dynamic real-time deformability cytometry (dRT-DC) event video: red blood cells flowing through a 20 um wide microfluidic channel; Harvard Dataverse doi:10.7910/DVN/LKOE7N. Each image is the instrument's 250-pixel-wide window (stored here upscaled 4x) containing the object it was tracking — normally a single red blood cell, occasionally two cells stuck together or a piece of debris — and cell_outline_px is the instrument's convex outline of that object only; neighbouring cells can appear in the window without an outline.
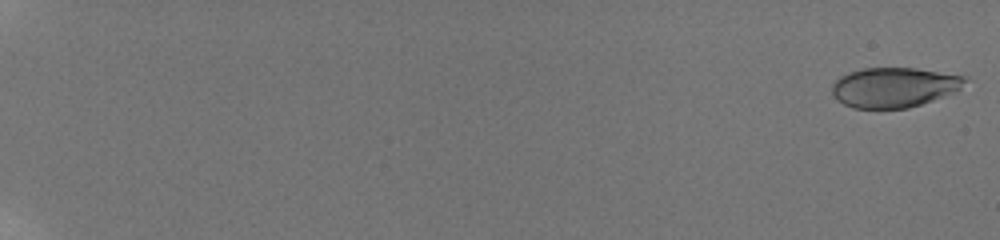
{"species": "human", "species_latin": "Homo sapiens", "temperature_condition": "room temperature", "stored_images_in_passage": 60, "camera_frame_rate_fps": 3000, "um_per_image_px": 0.085, "donor": {"sex": "male"}, "frame": {"image": 1, "passage_image": 2, "time_ms": 0.333, "image_size_px": [1000, 240], "cell_outline_px": [[968, 80], [956, 92], [908, 108], [852, 108], [836, 100], [832, 92], [832, 84], [840, 76], [848, 72], [864, 68], [916, 68], [968, 76]], "centroid_in_image_um": [76.0, 7.41], "position_along_channel_um": 9.0, "area_um2": 31.04}}
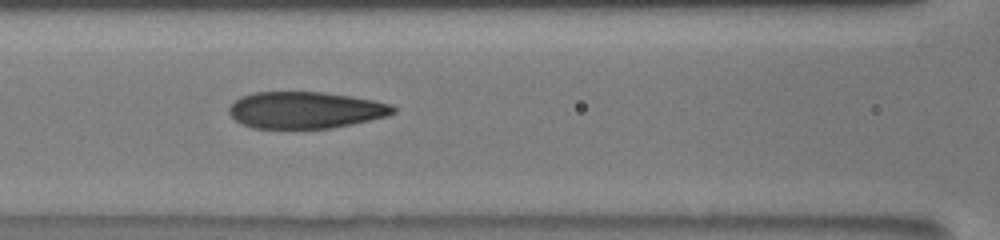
{"frame": {"image": 2, "passage_image": 32, "time_ms": 10.333, "image_size_px": [1000, 240], "cell_outline_px": [[396, 112], [388, 116], [352, 124], [332, 128], [252, 128], [240, 124], [228, 112], [228, 108], [240, 96], [252, 92], [324, 92], [376, 100], [392, 104], [396, 108]], "centroid_in_image_um": [25.97, 9.35], "position_along_channel_um": 140.6, "area_um2": 35.37}}
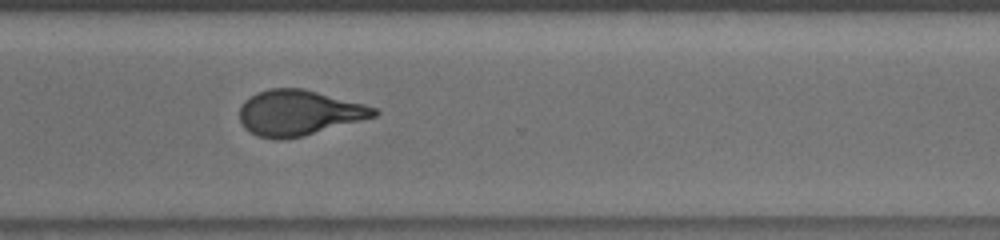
{"frame": {"image": 3, "passage_image": 48, "time_ms": 15.667, "image_size_px": [1000, 240], "cell_outline_px": [[380, 112], [376, 116], [300, 136], [284, 140], [276, 140], [260, 136], [244, 128], [240, 120], [240, 108], [244, 100], [256, 92], [272, 88], [300, 88], [364, 104], [376, 108]], "centroid_in_image_um": [25.36, 9.58], "position_along_channel_um": 345.2, "area_um2": 35.03}, "authors_computed_cell_mechanics": {"area_um2": 34.7378, "velocity_mm_per_s": 3.8411, "shape_relaxation_time_tau1_ms": 5.184, "shape_relaxation_time_tau2_ms": 1.0497, "deformation_change_tau1": 0.1974, "deformation_change_tau2": 0.0914}}